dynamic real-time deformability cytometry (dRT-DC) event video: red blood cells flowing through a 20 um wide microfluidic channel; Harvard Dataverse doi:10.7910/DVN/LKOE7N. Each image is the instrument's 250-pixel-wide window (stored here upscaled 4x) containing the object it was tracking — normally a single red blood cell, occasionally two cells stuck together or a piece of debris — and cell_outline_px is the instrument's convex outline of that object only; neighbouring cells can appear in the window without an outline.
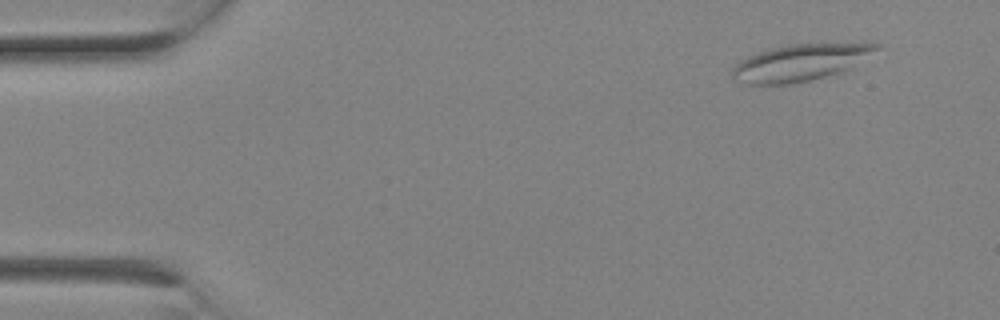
{"species": "Egyptian fruit bat (a non-hibernating species)", "species_latin": "Rousettus aegyptiacus", "temperature_condition": "room temperature", "stored_images_in_passage": 2, "segment_of_instrument_passage": [2, 2], "camera_frame_rate_fps": 3000, "um_per_image_px": 0.085, "animal": {"sex": "female"}, "frame": {"image": 1, "passage_image": 2, "time_ms": 0.333, "image_size_px": [1000, 320], "cell_outline_px": [[880, 48], [836, 76], [784, 84], [748, 84], [732, 80], [732, 68], [740, 60], [748, 56], [768, 48], [788, 44], [880, 44]], "centroid_in_image_um": [67.95, 5.34], "position_along_channel_um": 17.0, "area_um2": 30.63}}